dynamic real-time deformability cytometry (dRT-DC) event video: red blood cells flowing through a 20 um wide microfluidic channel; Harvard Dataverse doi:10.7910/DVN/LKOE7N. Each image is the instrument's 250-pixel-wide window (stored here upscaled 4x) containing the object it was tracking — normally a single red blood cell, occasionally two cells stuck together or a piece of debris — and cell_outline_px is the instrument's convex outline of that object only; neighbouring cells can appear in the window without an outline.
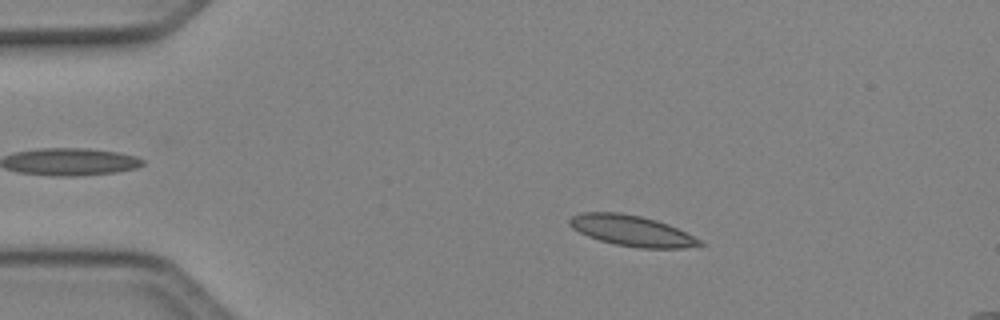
{"species": "Egyptian fruit bat (a non-hibernating species)", "species_latin": "Rousettus aegyptiacus", "temperature_condition": "cold", "stored_images_in_passage": 49, "camera_frame_rate_fps": 3000, "um_per_image_px": 0.085, "animal": {"sex": "female"}, "frame": {"image": 1, "passage_image": 9, "time_ms": 2.667, "image_size_px": [1000, 320], "cell_outline_px": [[704, 244], [684, 248], [640, 248], [616, 244], [600, 240], [588, 236], [572, 228], [568, 224], [568, 220], [572, 216], [580, 212], [620, 212], [640, 216], [656, 220], [668, 224], [700, 240]], "centroid_in_image_um": [53.65, 19.6], "position_along_channel_um": 31.4, "area_um2": 23.06}}
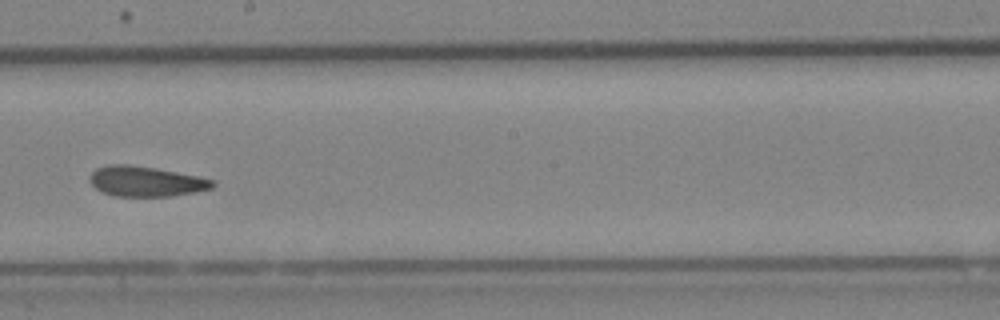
{"frame": {"image": 2, "passage_image": 28, "time_ms": 9.0, "image_size_px": [1000, 320], "cell_outline_px": [[216, 184], [212, 188], [196, 192], [172, 196], [112, 196], [96, 188], [88, 180], [88, 176], [96, 168], [108, 164], [128, 164], [156, 168], [200, 176], [216, 180]], "centroid_in_image_um": [12.42, 15.41], "position_along_channel_um": 235.8, "area_um2": 21.91}}
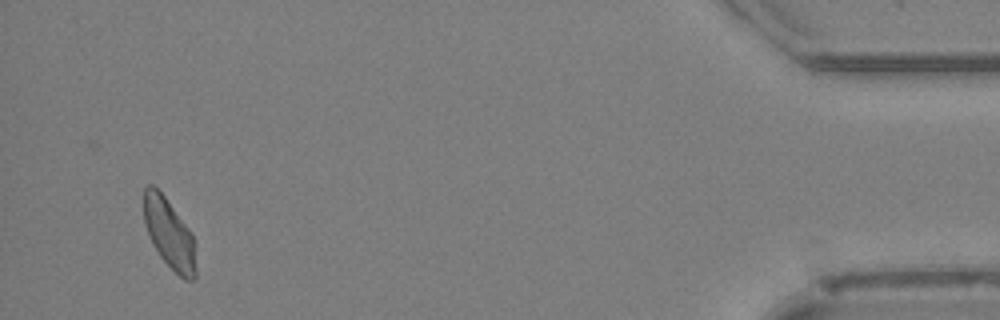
{"frame": {"image": 3, "passage_image": 47, "time_ms": 15.333, "image_size_px": [1000, 320], "cell_outline_px": [[196, 276], [192, 280], [184, 280], [160, 256], [152, 244], [148, 236], [144, 224], [144, 188], [148, 184], [152, 184], [164, 196], [192, 232], [196, 268]], "centroid_in_image_um": [14.37, 19.86], "position_along_channel_um": 420.8, "area_um2": 21.04}, "authors_computed_cell_mechanics": {"area_um2": 22.1952, "velocity_mm_per_s": 4.097, "shape_relaxation_time_tau1_ms": null, "shape_relaxation_time_tau2_ms": 3.7766, "deformation_change_tau1": null, "deformation_change_tau2": 0.0998}}